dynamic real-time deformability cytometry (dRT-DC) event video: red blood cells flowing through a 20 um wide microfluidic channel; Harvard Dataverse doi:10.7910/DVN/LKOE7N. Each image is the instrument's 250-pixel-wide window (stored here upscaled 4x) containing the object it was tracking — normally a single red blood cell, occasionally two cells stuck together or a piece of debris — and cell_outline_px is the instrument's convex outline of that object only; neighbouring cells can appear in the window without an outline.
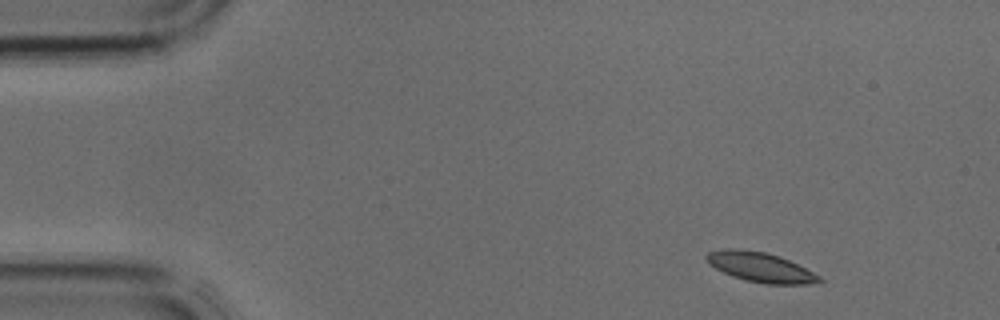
{"species": "common noctule bat (a hibernating species)", "species_latin": "Nyctalus noctula", "temperature_condition": "cold", "stored_images_in_passage": 4, "segment_of_instrument_passage": [1, 2], "camera_frame_rate_fps": 3000, "um_per_image_px": 0.085, "animal": {"sex": "male", "body_mass_g": 17.9, "forearm_length_mm": 54.2}, "frame": {"image": 1, "passage_image": 1, "time_ms": 0.0, "image_size_px": [1000, 320], "cell_outline_px": [[824, 280], [808, 284], [764, 284], [732, 276], [708, 264], [704, 256], [708, 252], [724, 248], [736, 248], [764, 252], [788, 260], [820, 276]], "centroid_in_image_um": [64.58, 22.7], "position_along_channel_um": 20.4, "area_um2": 19.25}}
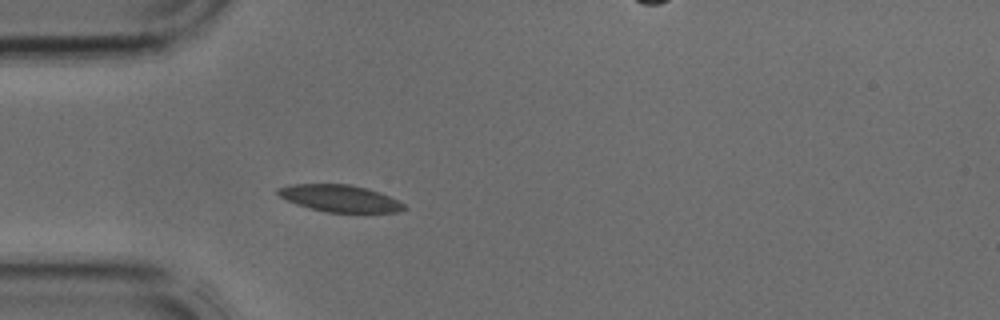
{"frame": {"image": 2, "passage_image": 3, "time_ms": 0.667, "image_size_px": [1000, 320], "cell_outline_px": [[408, 208], [400, 212], [328, 212], [296, 204], [280, 196], [276, 192], [276, 188], [292, 184], [348, 184], [380, 192], [404, 204]], "centroid_in_image_um": [28.88, 16.86], "position_along_channel_um": 56.1, "area_um2": 19.54}}